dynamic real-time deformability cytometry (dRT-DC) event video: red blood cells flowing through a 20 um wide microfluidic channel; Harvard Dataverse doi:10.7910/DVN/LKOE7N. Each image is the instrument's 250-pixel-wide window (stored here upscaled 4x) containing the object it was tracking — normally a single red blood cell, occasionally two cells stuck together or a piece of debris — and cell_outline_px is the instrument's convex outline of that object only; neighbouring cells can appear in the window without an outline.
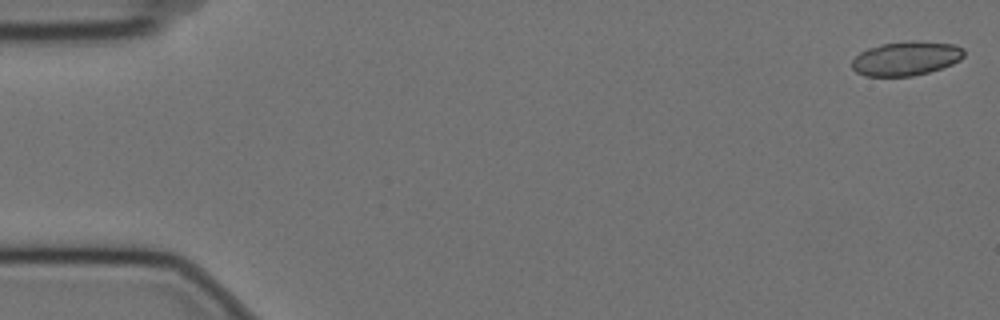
{"species": "Egyptian fruit bat (a non-hibernating species)", "species_latin": "Rousettus aegyptiacus", "temperature_condition": "cold", "stored_images_in_passage": 58, "segment_of_instrument_passage": [1, 2], "camera_frame_rate_fps": 3000, "um_per_image_px": 0.085, "animal": {"sex": "female"}, "frame": {"image": 1, "passage_image": 1, "time_ms": 0.0, "image_size_px": [1000, 320], "cell_outline_px": [[964, 56], [960, 60], [952, 64], [928, 72], [912, 76], [864, 76], [856, 72], [852, 68], [852, 60], [860, 52], [868, 48], [884, 44], [912, 40], [916, 40], [952, 44], [964, 48]], "centroid_in_image_um": [77.02, 4.97], "position_along_channel_um": 8.0, "area_um2": 22.25}}
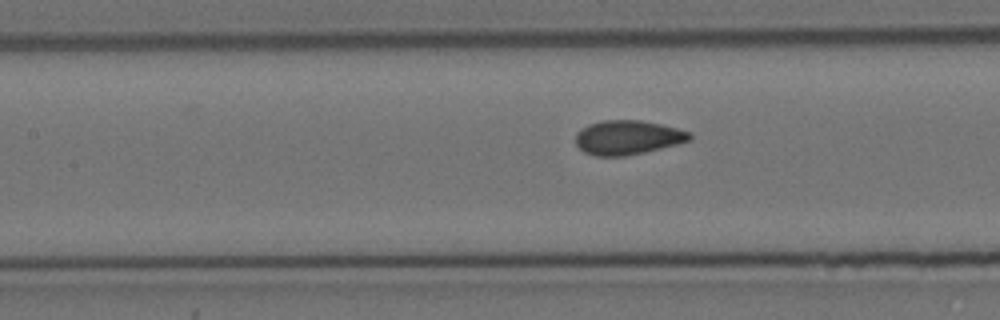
{"frame": {"image": 2, "passage_image": 25, "time_ms": 8.0, "image_size_px": [1000, 320], "cell_outline_px": [[692, 140], [644, 152], [624, 156], [596, 156], [584, 152], [576, 144], [576, 132], [588, 124], [604, 120], [640, 120], [660, 124], [676, 128], [688, 132], [692, 136]], "centroid_in_image_um": [53.32, 11.68], "position_along_channel_um": 154.1, "area_um2": 22.6}}
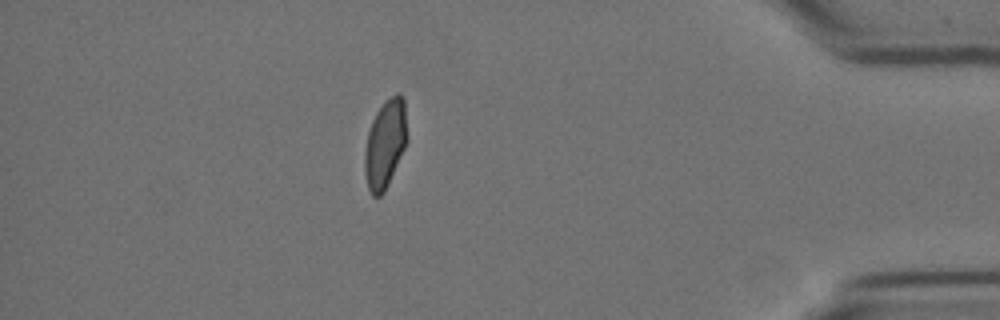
{"frame": {"image": 3, "passage_image": 50, "time_ms": 16.333, "image_size_px": [1000, 320], "cell_outline_px": [[408, 140], [388, 184], [384, 192], [380, 196], [372, 196], [368, 188], [364, 172], [364, 152], [368, 132], [372, 120], [376, 112], [384, 100], [396, 92], [400, 92], [404, 96], [408, 136]], "centroid_in_image_um": [32.75, 12.17], "position_along_channel_um": 402.4, "area_um2": 22.25}}